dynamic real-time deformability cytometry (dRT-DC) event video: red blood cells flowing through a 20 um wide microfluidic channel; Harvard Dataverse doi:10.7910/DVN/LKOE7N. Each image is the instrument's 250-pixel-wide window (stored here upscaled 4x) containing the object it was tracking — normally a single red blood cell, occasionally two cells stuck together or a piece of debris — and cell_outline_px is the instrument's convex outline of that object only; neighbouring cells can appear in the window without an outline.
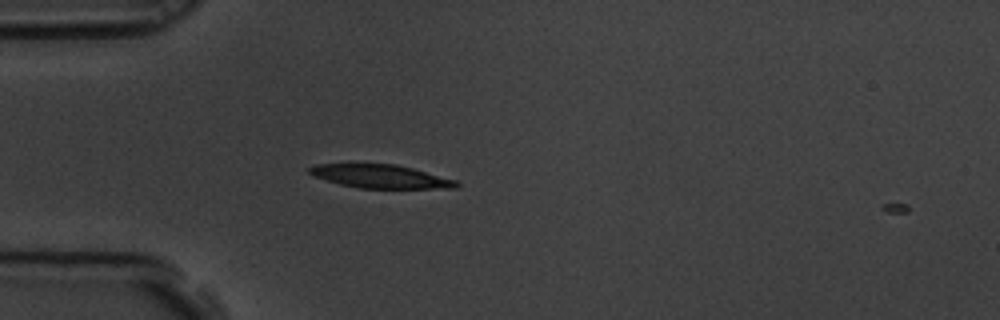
{"species": "common noctule bat (a hibernating species)", "species_latin": "Nyctalus noctula", "temperature_condition": "room temperature", "stored_images_in_passage": 4, "camera_frame_rate_fps": 3000, "um_per_image_px": 0.085, "animal": {"sex": "male", "body_mass_g": 19.5, "forearm_length_mm": 54.6}, "frame": {"image": 1, "passage_image": 3, "time_ms": 0.667, "image_size_px": [1000, 320], "cell_outline_px": [[460, 188], [360, 188], [340, 184], [312, 176], [304, 168], [316, 164], [348, 160], [396, 164], [412, 168], [456, 180], [460, 184]], "centroid_in_image_um": [32.18, 14.93], "position_along_channel_um": 52.8, "area_um2": 21.27}}